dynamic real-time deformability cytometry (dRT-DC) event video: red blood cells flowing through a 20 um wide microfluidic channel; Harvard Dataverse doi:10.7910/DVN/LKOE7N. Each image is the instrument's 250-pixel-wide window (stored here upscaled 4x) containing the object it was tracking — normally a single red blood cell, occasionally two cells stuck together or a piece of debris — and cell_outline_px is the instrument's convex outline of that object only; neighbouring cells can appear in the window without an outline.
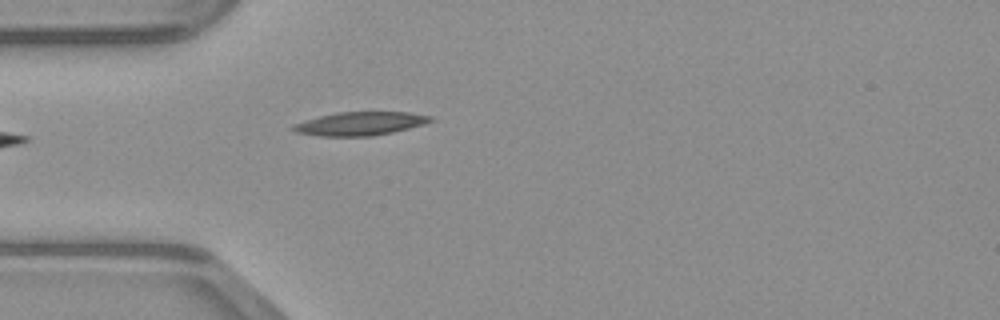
{"species": "common noctule bat (a hibernating species)", "species_latin": "Nyctalus noctula", "temperature_condition": "warm", "stored_images_in_passage": 21, "camera_frame_rate_fps": 3000, "um_per_image_px": 0.085, "animal": {"sex": "male", "body_mass_g": 23.1, "forearm_length_mm": 52.7}, "frame": {"image": 1, "passage_image": 1, "time_ms": 0.0, "image_size_px": [1000, 320], "cell_outline_px": [[436, 120], [424, 124], [392, 132], [372, 136], [320, 136], [296, 132], [288, 128], [292, 124], [304, 120], [336, 112], [408, 112], [432, 116]], "centroid_in_image_um": [30.59, 10.5], "position_along_channel_um": 54.4, "area_um2": 18.9}}